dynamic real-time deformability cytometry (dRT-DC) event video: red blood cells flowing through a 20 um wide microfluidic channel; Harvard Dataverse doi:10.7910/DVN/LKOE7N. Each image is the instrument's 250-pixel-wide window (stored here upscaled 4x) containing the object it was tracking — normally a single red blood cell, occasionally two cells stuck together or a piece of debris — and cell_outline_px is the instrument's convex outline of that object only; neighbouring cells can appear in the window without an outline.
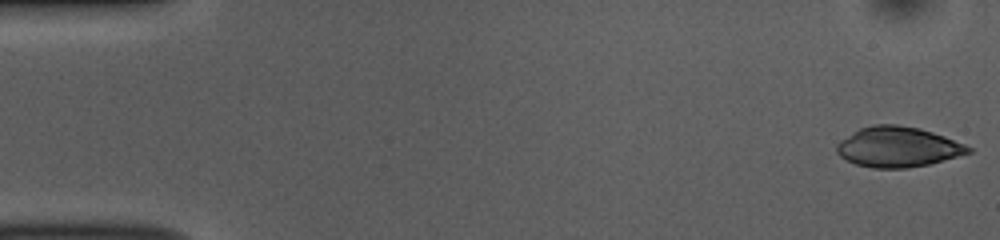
{"species": "common noctule bat (a hibernating species)", "species_latin": "Nyctalus noctula", "temperature_condition": "room temperature", "stored_images_in_passage": 51, "camera_frame_rate_fps": 3000, "um_per_image_px": 0.085, "animal": {"sex": "female", "body_mass_g": 10.0, "forearm_length_mm": 53.1}, "frame": {"image": 1, "passage_image": 1, "time_ms": 0.0, "image_size_px": [1000, 240], "cell_outline_px": [[972, 152], [928, 164], [904, 168], [872, 168], [856, 164], [840, 156], [836, 152], [836, 144], [840, 140], [860, 128], [872, 124], [896, 124], [920, 128], [944, 136], [964, 144], [972, 148]], "centroid_in_image_um": [76.29, 12.48], "position_along_channel_um": 8.7, "area_um2": 30.69}}
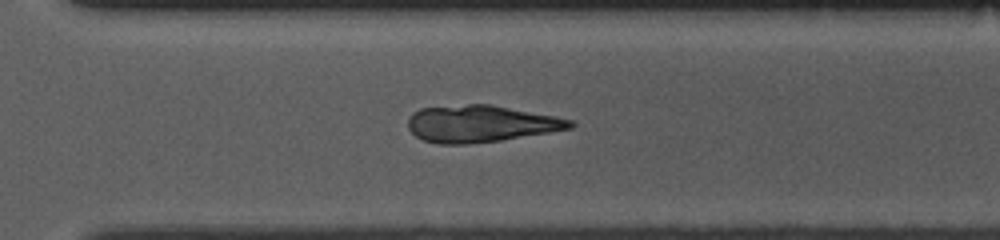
{"frame": {"image": 2, "passage_image": 36, "time_ms": 11.667, "image_size_px": [1000, 240], "cell_outline_px": [[576, 124], [572, 128], [500, 140], [468, 144], [436, 144], [424, 140], [416, 136], [408, 128], [408, 116], [412, 112], [420, 108], [468, 104], [492, 104], [556, 116], [572, 120]], "centroid_in_image_um": [40.83, 10.51], "position_along_channel_um": 329.8, "area_um2": 34.91}}
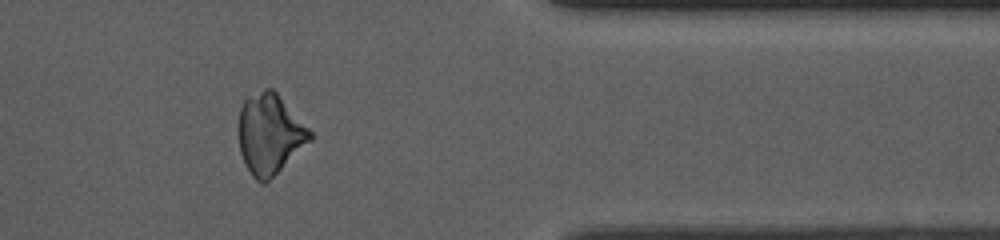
{"frame": {"image": 3, "passage_image": 42, "time_ms": 13.667, "image_size_px": [1000, 240], "cell_outline_px": [[312, 140], [264, 184], [260, 184], [252, 176], [240, 152], [236, 128], [240, 108], [244, 100], [264, 88], [272, 88], [276, 92], [312, 132]], "centroid_in_image_um": [22.89, 11.39], "position_along_channel_um": 388.5, "area_um2": 33.35}}